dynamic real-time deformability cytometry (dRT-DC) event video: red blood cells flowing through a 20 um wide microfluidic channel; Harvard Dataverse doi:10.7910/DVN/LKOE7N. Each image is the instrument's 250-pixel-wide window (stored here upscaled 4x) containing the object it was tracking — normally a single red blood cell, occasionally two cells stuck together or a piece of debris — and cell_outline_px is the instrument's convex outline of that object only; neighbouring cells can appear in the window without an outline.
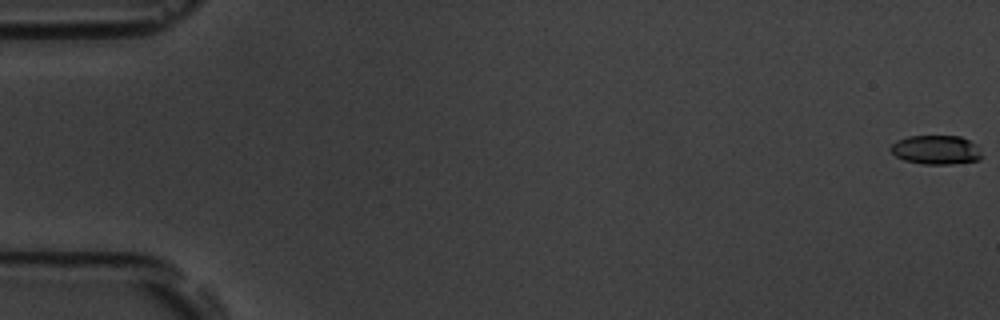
{"species": "common noctule bat (a hibernating species)", "species_latin": "Nyctalus noctula", "temperature_condition": "room temperature", "stored_images_in_passage": 55, "camera_frame_rate_fps": 3000, "um_per_image_px": 0.085, "animal": {"sex": "male", "body_mass_g": 19.5, "forearm_length_mm": 54.6}, "frame": {"image": 1, "passage_image": 1, "time_ms": 0.0, "image_size_px": [1000, 320], "cell_outline_px": [[984, 156], [980, 160], [948, 164], [924, 164], [904, 160], [896, 156], [888, 148], [896, 140], [908, 136], [960, 136], [976, 144]], "centroid_in_image_um": [79.57, 12.73], "position_along_channel_um": 5.4, "area_um2": 15.55}}
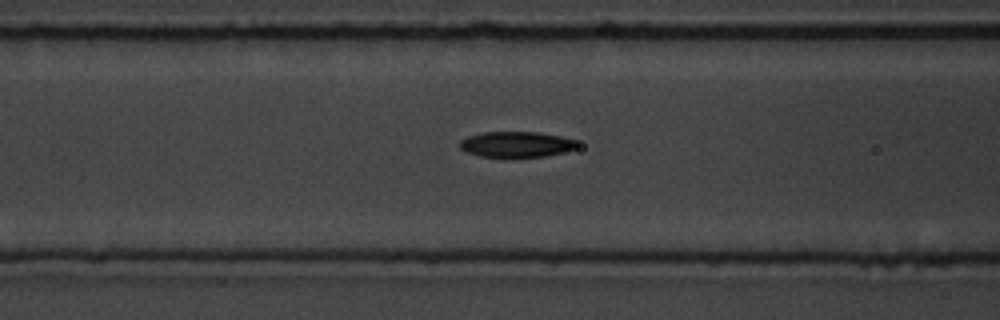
{"frame": {"image": 2, "passage_image": 23, "time_ms": 7.333, "image_size_px": [1000, 320], "cell_outline_px": [[576, 148], [564, 152], [544, 156], [508, 160], [480, 156], [464, 152], [460, 148], [460, 140], [468, 136], [480, 132], [540, 132], [560, 136], [576, 140]], "centroid_in_image_um": [43.83, 12.31], "position_along_channel_um": 122.8, "area_um2": 18.32}}
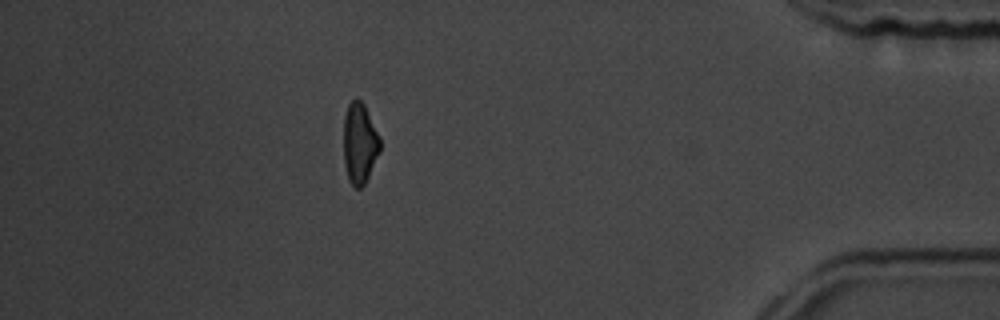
{"frame": {"image": 3, "passage_image": 49, "time_ms": 16.0, "image_size_px": [1000, 320], "cell_outline_px": [[380, 152], [364, 184], [360, 188], [356, 188], [348, 180], [344, 164], [344, 116], [348, 104], [356, 96], [364, 104], [380, 136]], "centroid_in_image_um": [30.57, 12.15], "position_along_channel_um": 404.6, "area_um2": 17.22}, "authors_computed_cell_mechanics": {"area_um2": 17.6868, "velocity_mm_per_s": 3.789, "shape_relaxation_time_tau1_ms": 3.087, "shape_relaxation_time_tau2_ms": 5.4501, "deformation_change_tau1": 0.1387, "deformation_change_tau2": 0.1181}}